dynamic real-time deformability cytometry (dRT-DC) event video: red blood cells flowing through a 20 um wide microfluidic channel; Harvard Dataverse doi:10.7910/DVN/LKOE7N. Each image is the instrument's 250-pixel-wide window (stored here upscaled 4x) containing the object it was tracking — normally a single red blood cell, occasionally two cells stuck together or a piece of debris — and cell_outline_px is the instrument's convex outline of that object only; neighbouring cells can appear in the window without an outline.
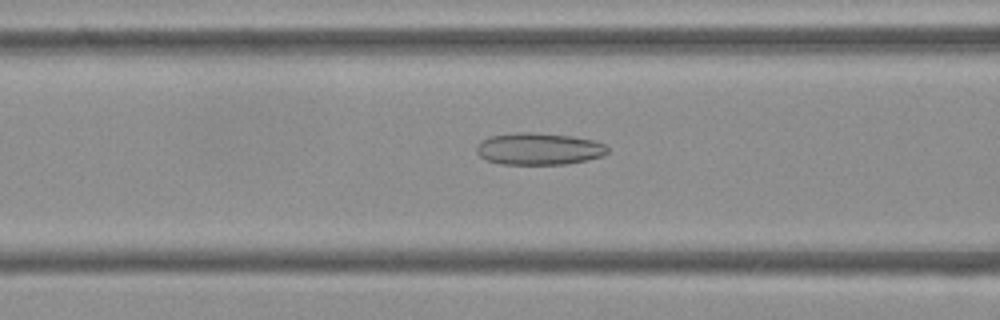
{"species": "Egyptian fruit bat (a non-hibernating species)", "species_latin": "Rousettus aegyptiacus", "temperature_condition": "cold", "stored_images_in_passage": 52, "camera_frame_rate_fps": 3000, "um_per_image_px": 0.085, "frame": {"image": 1, "passage_image": 20, "time_ms": 6.333, "image_size_px": [1000, 320], "cell_outline_px": [[608, 152], [604, 156], [588, 160], [564, 164], [500, 164], [488, 160], [480, 156], [476, 152], [476, 148], [480, 140], [488, 136], [516, 132], [532, 132], [572, 136], [592, 140], [604, 144], [608, 148]], "centroid_in_image_um": [45.79, 12.65], "position_along_channel_um": 120.8, "area_um2": 24.57}}
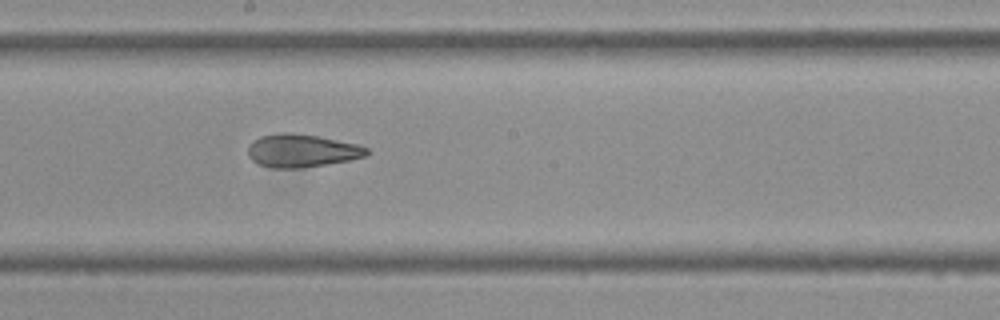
{"frame": {"image": 2, "passage_image": 28, "time_ms": 9.0, "image_size_px": [1000, 320], "cell_outline_px": [[368, 152], [364, 156], [348, 160], [300, 168], [272, 168], [256, 164], [248, 156], [248, 144], [252, 140], [260, 136], [284, 132], [320, 136], [356, 144], [368, 148]], "centroid_in_image_um": [25.58, 12.8], "position_along_channel_um": 222.6, "area_um2": 22.77}}
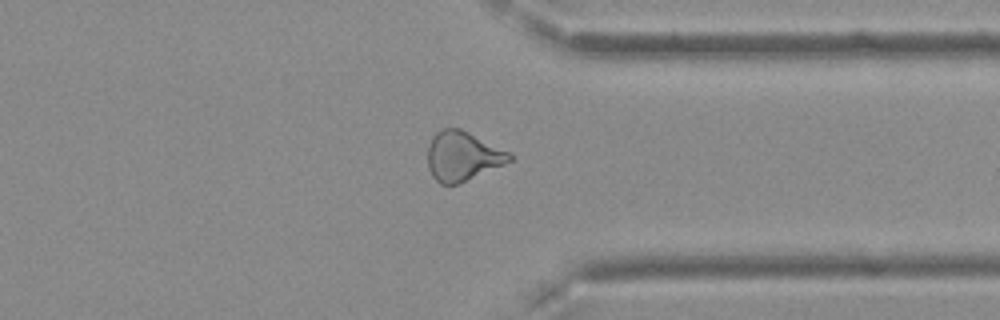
{"frame": {"image": 3, "passage_image": 40, "time_ms": 13.0, "image_size_px": [1000, 320], "cell_outline_px": [[512, 160], [504, 164], [456, 184], [440, 184], [432, 176], [428, 168], [428, 148], [432, 136], [436, 132], [444, 128], [460, 128], [512, 152]], "centroid_in_image_um": [39.32, 13.25], "position_along_channel_um": 372.1, "area_um2": 23.47}, "authors_computed_cell_mechanics": {"area_um2": 24.9696, "velocity_mm_per_s": 3.8052, "shape_relaxation_time_tau1_ms": null, "shape_relaxation_time_tau2_ms": 2.8627, "deformation_change_tau1": null, "deformation_change_tau2": 0.1151}}